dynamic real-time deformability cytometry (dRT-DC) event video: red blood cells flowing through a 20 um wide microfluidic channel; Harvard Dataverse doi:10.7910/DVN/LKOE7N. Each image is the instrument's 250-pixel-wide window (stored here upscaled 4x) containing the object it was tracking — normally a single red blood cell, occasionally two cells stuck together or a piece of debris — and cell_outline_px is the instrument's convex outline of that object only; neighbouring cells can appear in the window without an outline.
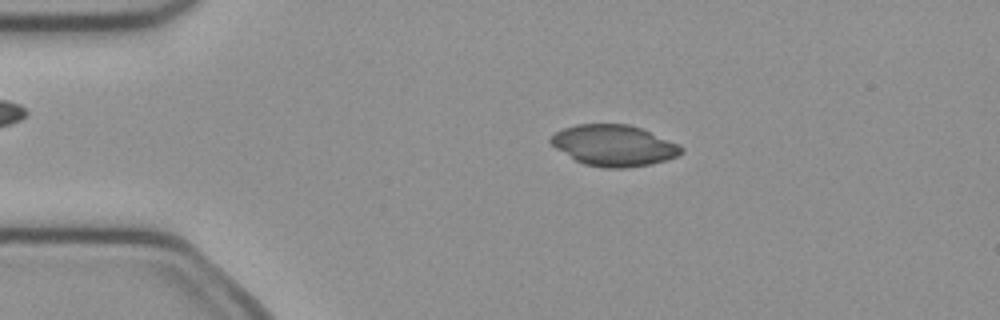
{"species": "common noctule bat (a hibernating species)", "species_latin": "Nyctalus noctula", "temperature_condition": "cold", "stored_images_in_passage": 49, "camera_frame_rate_fps": 3000, "um_per_image_px": 0.085, "animal": {"sex": "female", "body_mass_g": 21.9}, "frame": {"image": 1, "passage_image": 9, "time_ms": 2.667, "image_size_px": [1000, 320], "cell_outline_px": [[684, 152], [676, 156], [664, 160], [648, 164], [628, 168], [600, 168], [584, 164], [576, 160], [556, 148], [548, 140], [556, 132], [564, 128], [576, 124], [628, 124], [640, 128], [680, 144], [684, 148]], "centroid_in_image_um": [52.19, 12.37], "position_along_channel_um": 32.8, "area_um2": 31.1}}
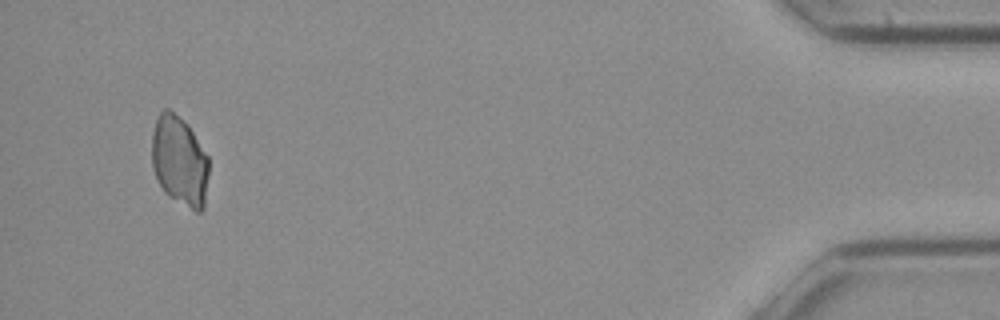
{"frame": {"image": 2, "passage_image": 47, "time_ms": 15.333, "image_size_px": [1000, 320], "cell_outline_px": [[208, 176], [204, 208], [200, 212], [196, 212], [168, 196], [164, 192], [156, 176], [152, 164], [152, 132], [156, 120], [160, 112], [164, 108], [168, 108], [188, 124], [208, 156]], "centroid_in_image_um": [15.26, 13.68], "position_along_channel_um": 419.9, "area_um2": 29.88}}